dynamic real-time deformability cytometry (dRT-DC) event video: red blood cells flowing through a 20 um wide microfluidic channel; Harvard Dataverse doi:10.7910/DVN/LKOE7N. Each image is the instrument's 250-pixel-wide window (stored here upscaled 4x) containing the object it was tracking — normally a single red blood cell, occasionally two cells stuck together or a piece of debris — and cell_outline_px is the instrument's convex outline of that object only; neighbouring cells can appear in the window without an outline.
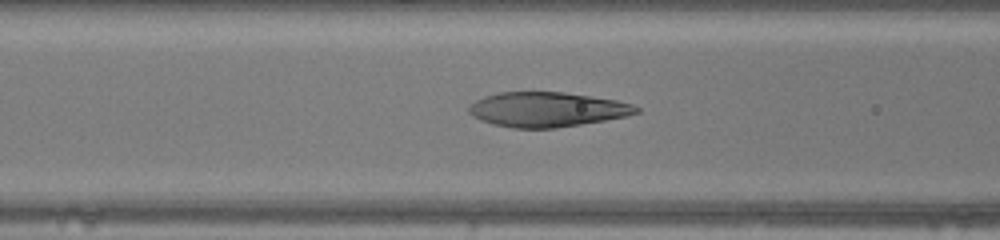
{"species": "human", "species_latin": "Homo sapiens", "temperature_condition": "warm", "stored_images_in_passage": 25, "camera_frame_rate_fps": 3000, "um_per_image_px": 0.085, "donor": {"sex": "female"}, "frame": {"image": 1, "passage_image": 5, "time_ms": 1.333, "image_size_px": [1000, 240], "cell_outline_px": [[640, 112], [628, 116], [556, 128], [512, 128], [492, 124], [480, 120], [472, 116], [468, 112], [468, 108], [476, 100], [484, 96], [500, 92], [564, 92], [616, 100], [632, 104], [640, 108]], "centroid_in_image_um": [46.49, 9.31], "position_along_channel_um": 120.1, "area_um2": 33.87}}
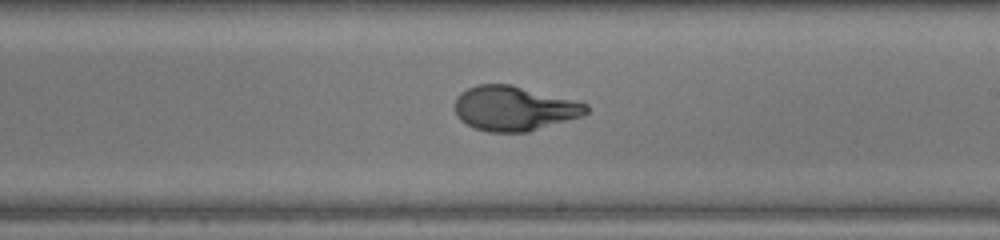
{"frame": {"image": 2, "passage_image": 14, "time_ms": 4.333, "image_size_px": [1000, 240], "cell_outline_px": [[588, 112], [584, 116], [528, 132], [488, 132], [476, 128], [460, 120], [456, 116], [456, 96], [460, 92], [476, 84], [512, 84], [588, 104]], "centroid_in_image_um": [43.71, 9.21], "position_along_channel_um": 245.3, "area_um2": 34.28}}
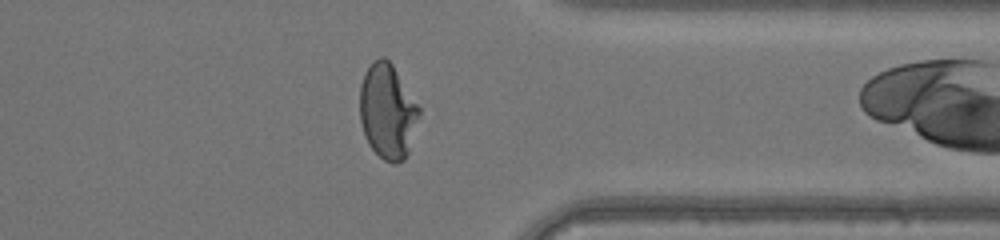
{"frame": {"image": 3, "passage_image": 24, "time_ms": 7.667, "image_size_px": [1000, 240], "cell_outline_px": [[420, 112], [408, 152], [404, 160], [396, 164], [392, 164], [384, 160], [368, 144], [364, 136], [360, 120], [360, 84], [368, 68], [380, 56], [384, 56], [392, 64], [420, 108]], "centroid_in_image_um": [32.93, 9.49], "position_along_channel_um": 378.5, "area_um2": 32.48}}